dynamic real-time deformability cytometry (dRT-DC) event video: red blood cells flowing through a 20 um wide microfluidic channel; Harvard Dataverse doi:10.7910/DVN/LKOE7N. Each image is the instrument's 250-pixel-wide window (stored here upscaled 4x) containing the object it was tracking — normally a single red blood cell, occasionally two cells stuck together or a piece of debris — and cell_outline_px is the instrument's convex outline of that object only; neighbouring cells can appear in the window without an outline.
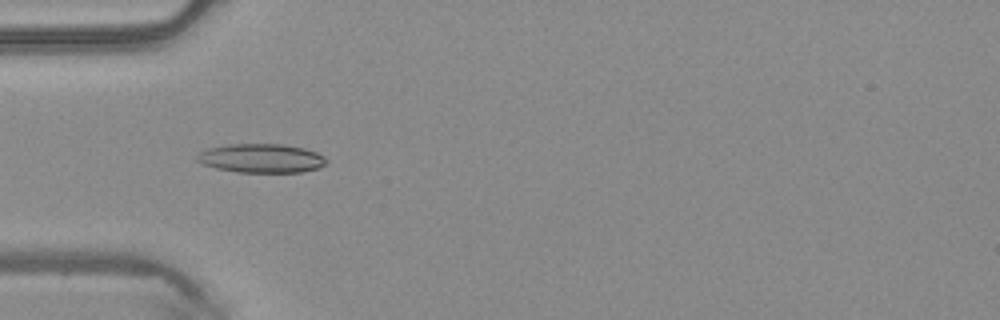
{"species": "common noctule bat (a hibernating species)", "species_latin": "Nyctalus noctula", "temperature_condition": "warm", "stored_images_in_passage": 37, "camera_frame_rate_fps": 3000, "um_per_image_px": 0.085, "animal": {"sex": "male", "body_mass_g": 20.4}, "frame": {"image": 1, "passage_image": 3, "time_ms": 0.667, "image_size_px": [1000, 320], "cell_outline_px": [[328, 160], [320, 168], [300, 172], [236, 172], [216, 168], [204, 164], [196, 160], [196, 156], [200, 152], [208, 148], [228, 144], [280, 144], [304, 148], [316, 152], [324, 156]], "centroid_in_image_um": [22.22, 13.45], "position_along_channel_um": 62.8, "area_um2": 21.79}}
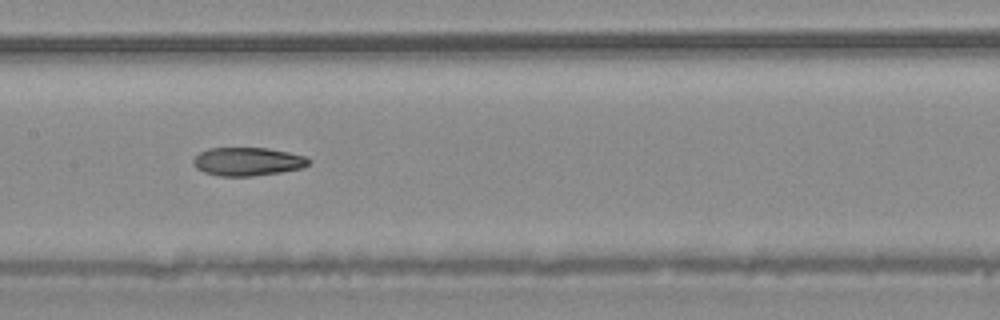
{"frame": {"image": 2, "passage_image": 12, "time_ms": 3.667, "image_size_px": [1000, 320], "cell_outline_px": [[312, 160], [304, 168], [280, 172], [252, 176], [220, 176], [204, 172], [196, 168], [192, 164], [192, 160], [200, 152], [208, 148], [268, 148], [288, 152], [304, 156]], "centroid_in_image_um": [21.04, 13.73], "position_along_channel_um": 186.4, "area_um2": 19.13}}
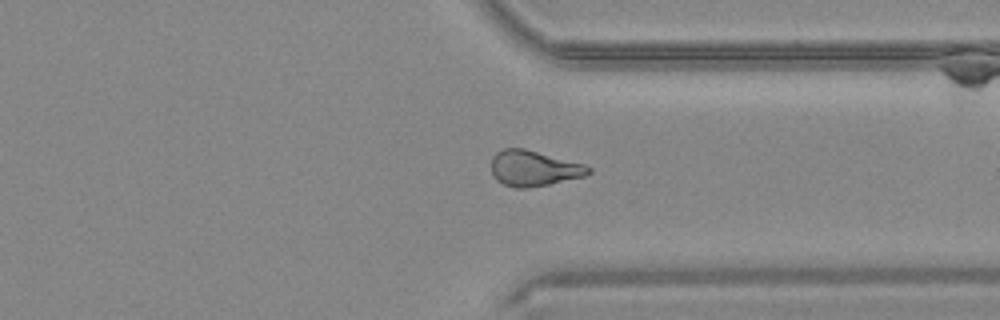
{"frame": {"image": 3, "passage_image": 25, "time_ms": 8.0, "image_size_px": [1000, 320], "cell_outline_px": [[592, 172], [584, 176], [548, 184], [524, 188], [516, 188], [504, 184], [496, 180], [492, 172], [492, 156], [496, 152], [504, 148], [524, 148], [584, 164], [592, 168]], "centroid_in_image_um": [45.36, 14.3], "position_along_channel_um": 366.0, "area_um2": 20.0}, "authors_computed_cell_mechanics": {"area_um2": 19.9988, "velocity_mm_per_s": 4.1428, "shape_relaxation_time_tau1_ms": null, "shape_relaxation_time_tau2_ms": 4.881, "deformation_change_tau1": null, "deformation_change_tau2": 0.1291}}